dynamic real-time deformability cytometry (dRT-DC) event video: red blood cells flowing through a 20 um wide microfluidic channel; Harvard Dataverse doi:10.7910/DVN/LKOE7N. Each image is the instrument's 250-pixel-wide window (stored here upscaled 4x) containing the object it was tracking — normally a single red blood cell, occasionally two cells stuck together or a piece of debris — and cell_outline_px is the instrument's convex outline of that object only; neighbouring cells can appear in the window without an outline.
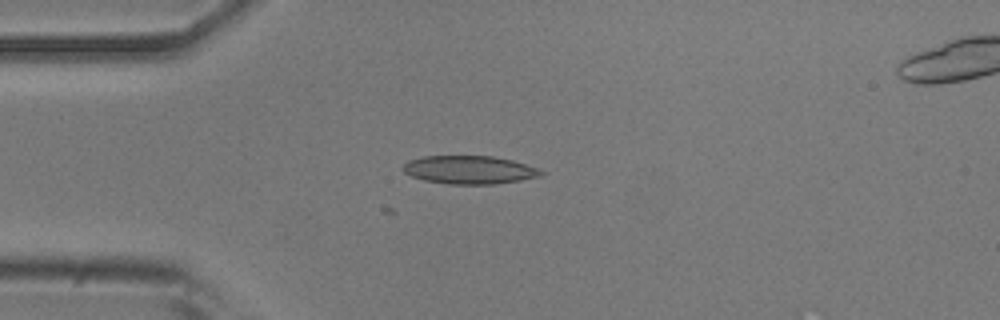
{"species": "common noctule bat (a hibernating species)", "species_latin": "Nyctalus noctula", "temperature_condition": "room temperature", "stored_images_in_passage": 7, "camera_frame_rate_fps": 3000, "um_per_image_px": 0.085, "animal": {"sex": "male", "body_mass_g": 20.5, "forearm_length_mm": 52.5}, "frame": {"image": 1, "passage_image": 1, "time_ms": 0.0, "image_size_px": [1000, 320], "cell_outline_px": [[544, 172], [540, 176], [520, 180], [496, 184], [448, 184], [424, 180], [412, 176], [404, 172], [400, 168], [408, 160], [424, 156], [492, 156], [512, 160], [536, 168]], "centroid_in_image_um": [39.85, 14.43], "position_along_channel_um": 45.2, "area_um2": 22.6}}
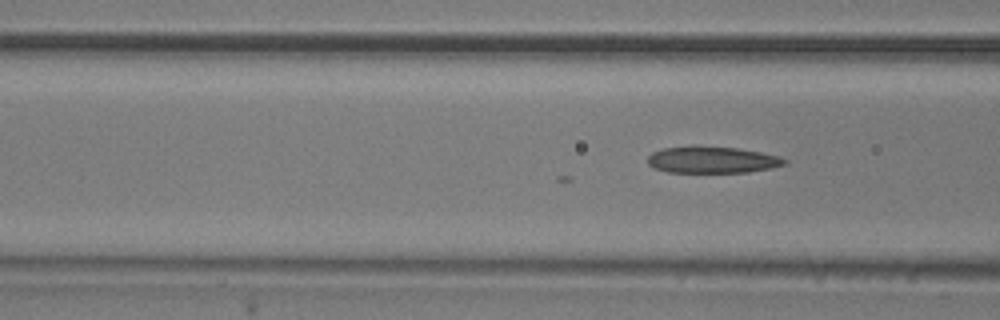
{"frame": {"image": 2, "passage_image": 7, "time_ms": 2.0, "image_size_px": [1000, 320], "cell_outline_px": [[788, 160], [784, 164], [772, 168], [748, 172], [668, 172], [656, 168], [648, 164], [648, 156], [652, 152], [664, 148], [696, 144], [736, 148], [760, 152], [780, 156]], "centroid_in_image_um": [60.52, 13.56], "position_along_channel_um": 106.1, "area_um2": 21.5}}